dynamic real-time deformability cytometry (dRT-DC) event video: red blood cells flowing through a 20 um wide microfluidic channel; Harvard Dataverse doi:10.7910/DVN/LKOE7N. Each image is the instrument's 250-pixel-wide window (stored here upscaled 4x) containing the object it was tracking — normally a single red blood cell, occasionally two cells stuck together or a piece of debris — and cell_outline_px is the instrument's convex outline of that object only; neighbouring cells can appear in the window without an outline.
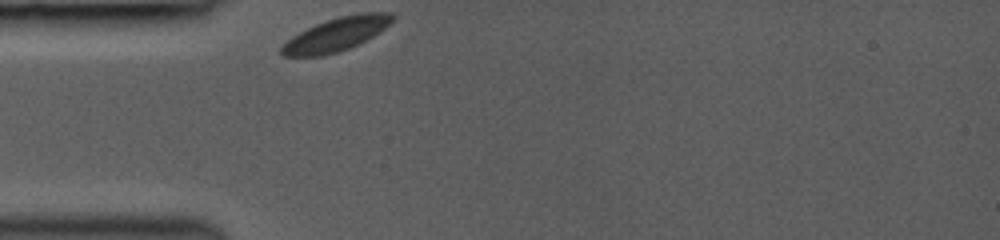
{"species": "common noctule bat (a hibernating species)", "species_latin": "Nyctalus noctula", "temperature_condition": "room temperature", "stored_images_in_passage": 28, "camera_frame_rate_fps": 3000, "um_per_image_px": 0.085, "animal": {"sex": "female", "body_mass_g": 19.0, "forearm_length_mm": 53.3}, "frame": {"image": 1, "passage_image": 1, "time_ms": 0.0, "image_size_px": [1000, 240], "cell_outline_px": [[396, 20], [372, 36], [348, 48], [324, 56], [280, 56], [280, 48], [292, 36], [316, 24], [340, 16], [360, 12], [392, 12], [396, 16]], "centroid_in_image_um": [28.61, 2.9], "position_along_channel_um": 56.4, "area_um2": 21.44}}
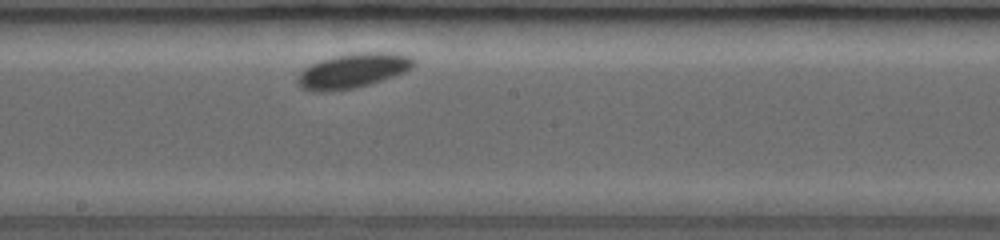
{"frame": {"image": 2, "passage_image": 14, "time_ms": 4.333, "image_size_px": [1000, 240], "cell_outline_px": [[416, 64], [412, 68], [404, 72], [368, 84], [352, 88], [324, 92], [320, 92], [304, 88], [296, 80], [296, 76], [304, 68], [320, 60], [336, 56], [356, 52], [392, 52], [408, 56], [416, 60]], "centroid_in_image_um": [30.01, 5.99], "position_along_channel_um": 218.2, "area_um2": 23.12}}
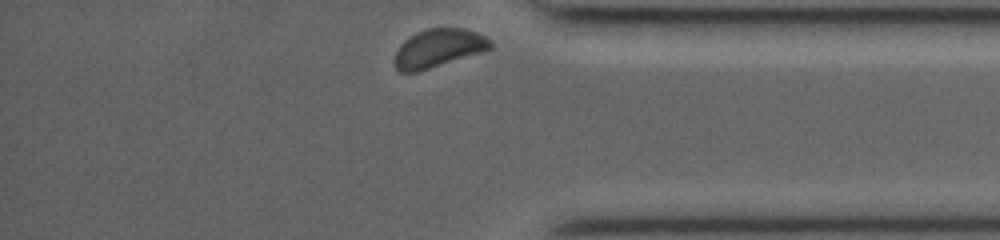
{"frame": {"image": 3, "passage_image": 28, "time_ms": 9.0, "image_size_px": [1000, 240], "cell_outline_px": [[492, 48], [480, 52], [416, 72], [400, 72], [396, 68], [396, 52], [400, 44], [404, 40], [416, 32], [428, 28], [464, 28], [476, 32], [492, 40]], "centroid_in_image_um": [37.27, 4.07], "position_along_channel_um": 397.9, "area_um2": 20.98}, "authors_computed_cell_mechanics": {"area_um2": 21.7328, "velocity_mm_per_s": 3.8681, "shape_relaxation_time_tau1_ms": 1.0913, "shape_relaxation_time_tau2_ms": null, "deformation_change_tau1": 0.0476, "deformation_change_tau2": null}}